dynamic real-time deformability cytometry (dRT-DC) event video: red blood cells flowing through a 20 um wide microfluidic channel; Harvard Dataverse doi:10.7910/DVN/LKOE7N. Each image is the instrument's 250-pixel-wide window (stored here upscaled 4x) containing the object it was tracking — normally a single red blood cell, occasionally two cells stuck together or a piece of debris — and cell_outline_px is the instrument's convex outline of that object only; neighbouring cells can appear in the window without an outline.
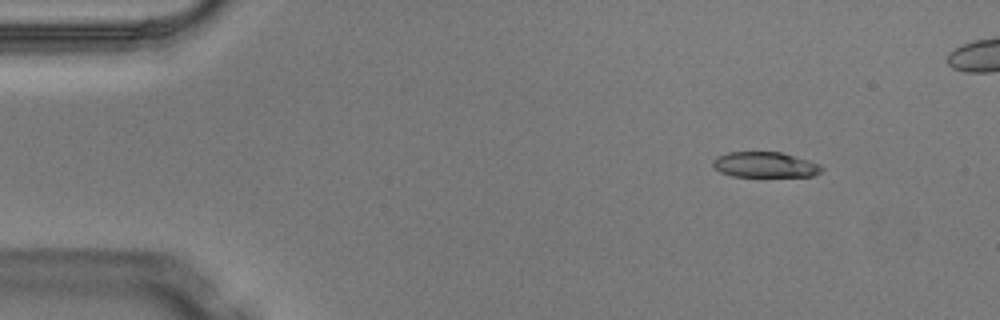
{"species": "Egyptian fruit bat (a non-hibernating species)", "species_latin": "Rousettus aegyptiacus", "temperature_condition": "warm", "stored_images_in_passage": 5, "camera_frame_rate_fps": 3000, "um_per_image_px": 0.085, "animal": {"sex": "male"}, "frame": {"image": 1, "passage_image": 2, "time_ms": 0.333, "image_size_px": [1000, 320], "cell_outline_px": [[824, 168], [820, 172], [812, 176], [732, 176], [720, 172], [712, 164], [712, 160], [716, 156], [728, 152], [780, 152], [808, 160], [820, 164]], "centroid_in_image_um": [65.0, 14.0], "position_along_channel_um": 20.0, "area_um2": 16.07}}